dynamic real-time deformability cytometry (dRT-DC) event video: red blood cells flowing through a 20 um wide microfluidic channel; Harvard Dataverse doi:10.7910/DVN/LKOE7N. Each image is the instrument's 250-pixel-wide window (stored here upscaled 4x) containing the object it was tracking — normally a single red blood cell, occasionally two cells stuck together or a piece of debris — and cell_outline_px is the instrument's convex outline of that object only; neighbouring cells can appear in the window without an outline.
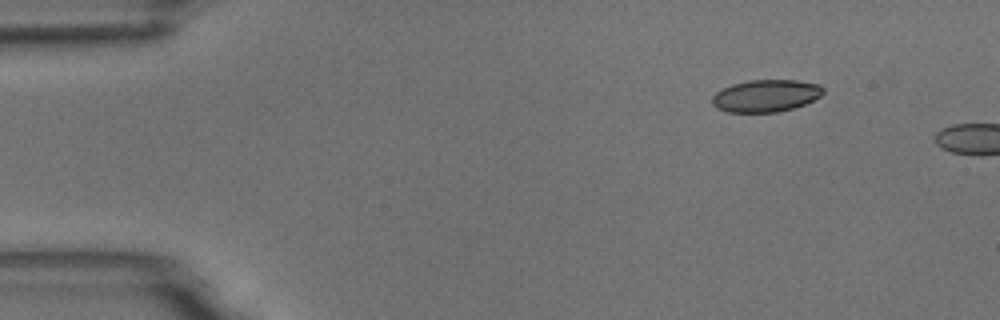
{"species": "common noctule bat (a hibernating species)", "species_latin": "Nyctalus noctula", "temperature_condition": "room temperature", "stored_images_in_passage": 2, "camera_frame_rate_fps": 3000, "um_per_image_px": 0.085, "animal": {"sex": "male", "body_mass_g": 18.8}, "frame": {"image": 1, "passage_image": 1, "time_ms": 0.0, "image_size_px": [1000, 320], "cell_outline_px": [[824, 92], [820, 96], [804, 104], [792, 108], [776, 112], [728, 112], [716, 108], [712, 104], [712, 96], [716, 92], [732, 84], [748, 80], [796, 80], [820, 84], [824, 88]], "centroid_in_image_um": [65.09, 8.13], "position_along_channel_um": 19.9, "area_um2": 20.81}}